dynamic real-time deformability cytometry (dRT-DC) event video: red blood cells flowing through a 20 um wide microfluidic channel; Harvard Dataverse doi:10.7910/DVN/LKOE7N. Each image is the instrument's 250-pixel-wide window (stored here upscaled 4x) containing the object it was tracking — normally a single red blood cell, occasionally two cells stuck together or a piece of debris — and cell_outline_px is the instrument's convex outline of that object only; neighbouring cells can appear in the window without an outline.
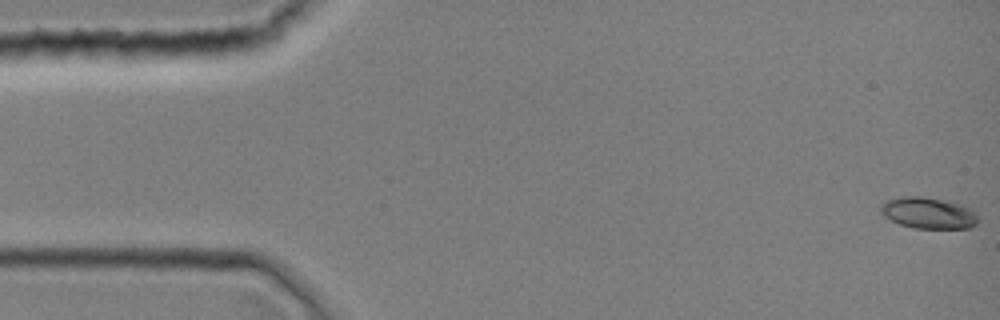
{"species": "common noctule bat (a hibernating species)", "species_latin": "Nyctalus noctula", "temperature_condition": "room temperature", "stored_images_in_passage": 1, "camera_frame_rate_fps": 3000, "um_per_image_px": 0.085, "animal": {"sex": "female", "body_mass_g": 19.0, "forearm_length_mm": 51.5}, "frame": {"image": 1, "passage_image": 1, "time_ms": 0.0, "image_size_px": [1000, 320], "cell_outline_px": [[976, 224], [968, 228], [912, 228], [900, 224], [884, 216], [880, 212], [880, 204], [884, 200], [900, 196], [920, 196], [944, 200], [960, 204], [976, 212]], "centroid_in_image_um": [78.84, 18.09], "position_along_channel_um": 6.2, "area_um2": 17.74}}